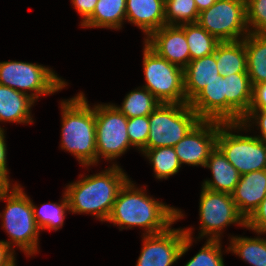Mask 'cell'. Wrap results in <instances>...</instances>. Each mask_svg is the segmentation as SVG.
<instances>
[{"label": "cell", "instance_id": "1", "mask_svg": "<svg viewBox=\"0 0 266 266\" xmlns=\"http://www.w3.org/2000/svg\"><path fill=\"white\" fill-rule=\"evenodd\" d=\"M145 193L128 179L119 190L106 221L119 226L120 230L138 226L144 229V235H148L161 233L184 217L181 209L170 207Z\"/></svg>", "mask_w": 266, "mask_h": 266}, {"label": "cell", "instance_id": "2", "mask_svg": "<svg viewBox=\"0 0 266 266\" xmlns=\"http://www.w3.org/2000/svg\"><path fill=\"white\" fill-rule=\"evenodd\" d=\"M112 164L67 185L65 193L72 213H90L103 222L108 219L119 190L129 179L119 165Z\"/></svg>", "mask_w": 266, "mask_h": 266}, {"label": "cell", "instance_id": "3", "mask_svg": "<svg viewBox=\"0 0 266 266\" xmlns=\"http://www.w3.org/2000/svg\"><path fill=\"white\" fill-rule=\"evenodd\" d=\"M85 94L61 101V149L73 154L85 167L97 164L95 105Z\"/></svg>", "mask_w": 266, "mask_h": 266}, {"label": "cell", "instance_id": "4", "mask_svg": "<svg viewBox=\"0 0 266 266\" xmlns=\"http://www.w3.org/2000/svg\"><path fill=\"white\" fill-rule=\"evenodd\" d=\"M0 200L7 201L3 213H0L2 227L10 237L5 243L11 249L14 245L19 247L27 256L35 255L40 229L34 218L32 200L16 183L0 186Z\"/></svg>", "mask_w": 266, "mask_h": 266}, {"label": "cell", "instance_id": "5", "mask_svg": "<svg viewBox=\"0 0 266 266\" xmlns=\"http://www.w3.org/2000/svg\"><path fill=\"white\" fill-rule=\"evenodd\" d=\"M243 129L245 127L240 122L221 123L217 147L240 175L266 170V143L256 136L238 134ZM232 130H237V134Z\"/></svg>", "mask_w": 266, "mask_h": 266}, {"label": "cell", "instance_id": "6", "mask_svg": "<svg viewBox=\"0 0 266 266\" xmlns=\"http://www.w3.org/2000/svg\"><path fill=\"white\" fill-rule=\"evenodd\" d=\"M200 120L187 103H161L149 115L147 149L174 147Z\"/></svg>", "mask_w": 266, "mask_h": 266}, {"label": "cell", "instance_id": "7", "mask_svg": "<svg viewBox=\"0 0 266 266\" xmlns=\"http://www.w3.org/2000/svg\"><path fill=\"white\" fill-rule=\"evenodd\" d=\"M145 85L161 103H187L184 91V69L168 62L145 42L143 48Z\"/></svg>", "mask_w": 266, "mask_h": 266}, {"label": "cell", "instance_id": "8", "mask_svg": "<svg viewBox=\"0 0 266 266\" xmlns=\"http://www.w3.org/2000/svg\"><path fill=\"white\" fill-rule=\"evenodd\" d=\"M0 84L28 94L35 101L67 86L49 67L22 61L0 62Z\"/></svg>", "mask_w": 266, "mask_h": 266}, {"label": "cell", "instance_id": "9", "mask_svg": "<svg viewBox=\"0 0 266 266\" xmlns=\"http://www.w3.org/2000/svg\"><path fill=\"white\" fill-rule=\"evenodd\" d=\"M197 23L219 42L243 40L249 34L246 0H217L199 13Z\"/></svg>", "mask_w": 266, "mask_h": 266}, {"label": "cell", "instance_id": "10", "mask_svg": "<svg viewBox=\"0 0 266 266\" xmlns=\"http://www.w3.org/2000/svg\"><path fill=\"white\" fill-rule=\"evenodd\" d=\"M199 216V239L205 236L209 240H221L222 230L226 226L231 224L246 226V220L239 213L232 194L212 191L204 187L200 194Z\"/></svg>", "mask_w": 266, "mask_h": 266}, {"label": "cell", "instance_id": "11", "mask_svg": "<svg viewBox=\"0 0 266 266\" xmlns=\"http://www.w3.org/2000/svg\"><path fill=\"white\" fill-rule=\"evenodd\" d=\"M96 151L99 158L113 160L132 145L127 133V117L113 103L95 105Z\"/></svg>", "mask_w": 266, "mask_h": 266}, {"label": "cell", "instance_id": "12", "mask_svg": "<svg viewBox=\"0 0 266 266\" xmlns=\"http://www.w3.org/2000/svg\"><path fill=\"white\" fill-rule=\"evenodd\" d=\"M192 228L172 229L143 234V245L136 266H171L191 247Z\"/></svg>", "mask_w": 266, "mask_h": 266}, {"label": "cell", "instance_id": "13", "mask_svg": "<svg viewBox=\"0 0 266 266\" xmlns=\"http://www.w3.org/2000/svg\"><path fill=\"white\" fill-rule=\"evenodd\" d=\"M222 122L200 120L175 146L182 164L205 167L210 153L217 146L218 128Z\"/></svg>", "mask_w": 266, "mask_h": 266}, {"label": "cell", "instance_id": "14", "mask_svg": "<svg viewBox=\"0 0 266 266\" xmlns=\"http://www.w3.org/2000/svg\"><path fill=\"white\" fill-rule=\"evenodd\" d=\"M144 42L159 56L183 69L191 61L185 32L179 26L164 25Z\"/></svg>", "mask_w": 266, "mask_h": 266}, {"label": "cell", "instance_id": "15", "mask_svg": "<svg viewBox=\"0 0 266 266\" xmlns=\"http://www.w3.org/2000/svg\"><path fill=\"white\" fill-rule=\"evenodd\" d=\"M188 104L201 120L226 123L225 77L207 84Z\"/></svg>", "mask_w": 266, "mask_h": 266}, {"label": "cell", "instance_id": "16", "mask_svg": "<svg viewBox=\"0 0 266 266\" xmlns=\"http://www.w3.org/2000/svg\"><path fill=\"white\" fill-rule=\"evenodd\" d=\"M225 77L226 123L241 122L252 100V85L248 73H234Z\"/></svg>", "mask_w": 266, "mask_h": 266}, {"label": "cell", "instance_id": "17", "mask_svg": "<svg viewBox=\"0 0 266 266\" xmlns=\"http://www.w3.org/2000/svg\"><path fill=\"white\" fill-rule=\"evenodd\" d=\"M266 197V170L253 171L241 175L232 193L239 213L245 220Z\"/></svg>", "mask_w": 266, "mask_h": 266}, {"label": "cell", "instance_id": "18", "mask_svg": "<svg viewBox=\"0 0 266 266\" xmlns=\"http://www.w3.org/2000/svg\"><path fill=\"white\" fill-rule=\"evenodd\" d=\"M126 20L139 27L147 38L166 25L165 0H126Z\"/></svg>", "mask_w": 266, "mask_h": 266}, {"label": "cell", "instance_id": "19", "mask_svg": "<svg viewBox=\"0 0 266 266\" xmlns=\"http://www.w3.org/2000/svg\"><path fill=\"white\" fill-rule=\"evenodd\" d=\"M214 53L191 60L184 68V91L187 104L209 83L219 78Z\"/></svg>", "mask_w": 266, "mask_h": 266}, {"label": "cell", "instance_id": "20", "mask_svg": "<svg viewBox=\"0 0 266 266\" xmlns=\"http://www.w3.org/2000/svg\"><path fill=\"white\" fill-rule=\"evenodd\" d=\"M205 167L211 170V180H204L202 187L212 191L232 194L240 180V173L216 146L210 153Z\"/></svg>", "mask_w": 266, "mask_h": 266}, {"label": "cell", "instance_id": "21", "mask_svg": "<svg viewBox=\"0 0 266 266\" xmlns=\"http://www.w3.org/2000/svg\"><path fill=\"white\" fill-rule=\"evenodd\" d=\"M35 102L30 95L0 84V122L33 123L30 110Z\"/></svg>", "mask_w": 266, "mask_h": 266}, {"label": "cell", "instance_id": "22", "mask_svg": "<svg viewBox=\"0 0 266 266\" xmlns=\"http://www.w3.org/2000/svg\"><path fill=\"white\" fill-rule=\"evenodd\" d=\"M126 20V0H98L93 13L81 27L119 30Z\"/></svg>", "mask_w": 266, "mask_h": 266}, {"label": "cell", "instance_id": "23", "mask_svg": "<svg viewBox=\"0 0 266 266\" xmlns=\"http://www.w3.org/2000/svg\"><path fill=\"white\" fill-rule=\"evenodd\" d=\"M214 55L221 76L247 73V55L243 40L220 42Z\"/></svg>", "mask_w": 266, "mask_h": 266}, {"label": "cell", "instance_id": "24", "mask_svg": "<svg viewBox=\"0 0 266 266\" xmlns=\"http://www.w3.org/2000/svg\"><path fill=\"white\" fill-rule=\"evenodd\" d=\"M243 42L247 55V73L251 85L266 82V35L249 33Z\"/></svg>", "mask_w": 266, "mask_h": 266}, {"label": "cell", "instance_id": "25", "mask_svg": "<svg viewBox=\"0 0 266 266\" xmlns=\"http://www.w3.org/2000/svg\"><path fill=\"white\" fill-rule=\"evenodd\" d=\"M226 252H232L252 266H266V238L232 236Z\"/></svg>", "mask_w": 266, "mask_h": 266}, {"label": "cell", "instance_id": "26", "mask_svg": "<svg viewBox=\"0 0 266 266\" xmlns=\"http://www.w3.org/2000/svg\"><path fill=\"white\" fill-rule=\"evenodd\" d=\"M161 102L146 88L141 87L129 92L121 106L113 104L127 118L149 116Z\"/></svg>", "mask_w": 266, "mask_h": 266}, {"label": "cell", "instance_id": "27", "mask_svg": "<svg viewBox=\"0 0 266 266\" xmlns=\"http://www.w3.org/2000/svg\"><path fill=\"white\" fill-rule=\"evenodd\" d=\"M179 27L185 32L191 60L214 53L220 43L198 23L183 24Z\"/></svg>", "mask_w": 266, "mask_h": 266}, {"label": "cell", "instance_id": "28", "mask_svg": "<svg viewBox=\"0 0 266 266\" xmlns=\"http://www.w3.org/2000/svg\"><path fill=\"white\" fill-rule=\"evenodd\" d=\"M142 154L149 159L153 166L155 178L168 179L170 176L177 174L181 167L174 147L163 146L154 149H146Z\"/></svg>", "mask_w": 266, "mask_h": 266}, {"label": "cell", "instance_id": "29", "mask_svg": "<svg viewBox=\"0 0 266 266\" xmlns=\"http://www.w3.org/2000/svg\"><path fill=\"white\" fill-rule=\"evenodd\" d=\"M61 203H44L41 207H37L32 202L33 214L36 224L40 230L53 229L57 231L64 224L66 211H70L69 201L66 193L62 195Z\"/></svg>", "mask_w": 266, "mask_h": 266}, {"label": "cell", "instance_id": "30", "mask_svg": "<svg viewBox=\"0 0 266 266\" xmlns=\"http://www.w3.org/2000/svg\"><path fill=\"white\" fill-rule=\"evenodd\" d=\"M199 11L194 0H165L166 25L197 23Z\"/></svg>", "mask_w": 266, "mask_h": 266}, {"label": "cell", "instance_id": "31", "mask_svg": "<svg viewBox=\"0 0 266 266\" xmlns=\"http://www.w3.org/2000/svg\"><path fill=\"white\" fill-rule=\"evenodd\" d=\"M220 240L207 239L204 246L184 266H225Z\"/></svg>", "mask_w": 266, "mask_h": 266}, {"label": "cell", "instance_id": "32", "mask_svg": "<svg viewBox=\"0 0 266 266\" xmlns=\"http://www.w3.org/2000/svg\"><path fill=\"white\" fill-rule=\"evenodd\" d=\"M149 116L127 118V133L130 144L140 152L147 149L149 134Z\"/></svg>", "mask_w": 266, "mask_h": 266}, {"label": "cell", "instance_id": "33", "mask_svg": "<svg viewBox=\"0 0 266 266\" xmlns=\"http://www.w3.org/2000/svg\"><path fill=\"white\" fill-rule=\"evenodd\" d=\"M249 33L266 35V0H246Z\"/></svg>", "mask_w": 266, "mask_h": 266}, {"label": "cell", "instance_id": "34", "mask_svg": "<svg viewBox=\"0 0 266 266\" xmlns=\"http://www.w3.org/2000/svg\"><path fill=\"white\" fill-rule=\"evenodd\" d=\"M245 228L255 231L256 234H266V197L246 219Z\"/></svg>", "mask_w": 266, "mask_h": 266}, {"label": "cell", "instance_id": "35", "mask_svg": "<svg viewBox=\"0 0 266 266\" xmlns=\"http://www.w3.org/2000/svg\"><path fill=\"white\" fill-rule=\"evenodd\" d=\"M240 123L245 127L244 130H246L248 127H251L252 124L255 123V125L258 126V129H260V135L256 137L266 143V109L249 110L248 113L242 118Z\"/></svg>", "mask_w": 266, "mask_h": 266}, {"label": "cell", "instance_id": "36", "mask_svg": "<svg viewBox=\"0 0 266 266\" xmlns=\"http://www.w3.org/2000/svg\"><path fill=\"white\" fill-rule=\"evenodd\" d=\"M5 130L0 126V186L11 185L7 168V146L5 143Z\"/></svg>", "mask_w": 266, "mask_h": 266}, {"label": "cell", "instance_id": "37", "mask_svg": "<svg viewBox=\"0 0 266 266\" xmlns=\"http://www.w3.org/2000/svg\"><path fill=\"white\" fill-rule=\"evenodd\" d=\"M266 109V82L252 86V100L249 110Z\"/></svg>", "mask_w": 266, "mask_h": 266}, {"label": "cell", "instance_id": "38", "mask_svg": "<svg viewBox=\"0 0 266 266\" xmlns=\"http://www.w3.org/2000/svg\"><path fill=\"white\" fill-rule=\"evenodd\" d=\"M97 1L98 0H71L72 5L82 17V22L80 23H83L93 13Z\"/></svg>", "mask_w": 266, "mask_h": 266}, {"label": "cell", "instance_id": "39", "mask_svg": "<svg viewBox=\"0 0 266 266\" xmlns=\"http://www.w3.org/2000/svg\"><path fill=\"white\" fill-rule=\"evenodd\" d=\"M13 256L15 250L11 249L4 240H0V266L5 265Z\"/></svg>", "mask_w": 266, "mask_h": 266}, {"label": "cell", "instance_id": "40", "mask_svg": "<svg viewBox=\"0 0 266 266\" xmlns=\"http://www.w3.org/2000/svg\"><path fill=\"white\" fill-rule=\"evenodd\" d=\"M194 1L200 13L203 10L209 9L217 0H194Z\"/></svg>", "mask_w": 266, "mask_h": 266}, {"label": "cell", "instance_id": "41", "mask_svg": "<svg viewBox=\"0 0 266 266\" xmlns=\"http://www.w3.org/2000/svg\"><path fill=\"white\" fill-rule=\"evenodd\" d=\"M15 257L13 256L5 265H2V266H17L16 265V261H15Z\"/></svg>", "mask_w": 266, "mask_h": 266}]
</instances>
